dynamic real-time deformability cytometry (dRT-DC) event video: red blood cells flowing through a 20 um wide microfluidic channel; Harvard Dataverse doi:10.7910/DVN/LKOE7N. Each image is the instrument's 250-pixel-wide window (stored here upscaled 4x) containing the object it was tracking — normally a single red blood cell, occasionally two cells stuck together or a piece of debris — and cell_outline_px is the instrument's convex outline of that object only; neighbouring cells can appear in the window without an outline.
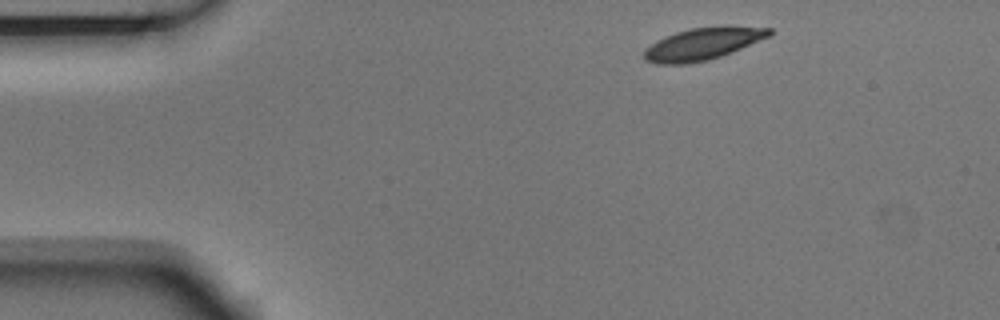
{"species": "Egyptian fruit bat (a non-hibernating species)", "species_latin": "Rousettus aegyptiacus", "temperature_condition": "room temperature", "stored_images_in_passage": 3, "camera_frame_rate_fps": 3000, "um_per_image_px": 0.085, "animal": {"sex": "male"}, "frame": {"image": 1, "passage_image": 1, "time_ms": 0.0, "image_size_px": [1000, 320], "cell_outline_px": [[772, 36], [732, 52], [708, 60], [688, 64], [656, 64], [644, 60], [644, 48], [656, 40], [664, 36], [676, 32], [692, 28], [728, 24], [772, 28]], "centroid_in_image_um": [59.77, 3.7], "position_along_channel_um": 25.2, "area_um2": 24.1}}